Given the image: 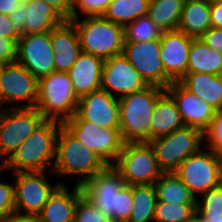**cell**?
<instances>
[{"label":"cell","mask_w":222,"mask_h":222,"mask_svg":"<svg viewBox=\"0 0 222 222\" xmlns=\"http://www.w3.org/2000/svg\"><path fill=\"white\" fill-rule=\"evenodd\" d=\"M62 125L60 121L45 119L4 161L5 170L13 173L49 170L53 173L57 135Z\"/></svg>","instance_id":"1"},{"label":"cell","mask_w":222,"mask_h":222,"mask_svg":"<svg viewBox=\"0 0 222 222\" xmlns=\"http://www.w3.org/2000/svg\"><path fill=\"white\" fill-rule=\"evenodd\" d=\"M164 88L148 85L119 101L120 134L124 143L150 142L151 117Z\"/></svg>","instance_id":"2"},{"label":"cell","mask_w":222,"mask_h":222,"mask_svg":"<svg viewBox=\"0 0 222 222\" xmlns=\"http://www.w3.org/2000/svg\"><path fill=\"white\" fill-rule=\"evenodd\" d=\"M108 165L91 149L81 143L63 125L57 135L56 157L52 172L56 176L80 177L76 183L81 185Z\"/></svg>","instance_id":"3"},{"label":"cell","mask_w":222,"mask_h":222,"mask_svg":"<svg viewBox=\"0 0 222 222\" xmlns=\"http://www.w3.org/2000/svg\"><path fill=\"white\" fill-rule=\"evenodd\" d=\"M78 33L81 52L106 60L123 53L124 27L103 16L70 20Z\"/></svg>","instance_id":"4"},{"label":"cell","mask_w":222,"mask_h":222,"mask_svg":"<svg viewBox=\"0 0 222 222\" xmlns=\"http://www.w3.org/2000/svg\"><path fill=\"white\" fill-rule=\"evenodd\" d=\"M76 96L68 72H52L38 80L36 108L45 119L64 122L77 111Z\"/></svg>","instance_id":"5"},{"label":"cell","mask_w":222,"mask_h":222,"mask_svg":"<svg viewBox=\"0 0 222 222\" xmlns=\"http://www.w3.org/2000/svg\"><path fill=\"white\" fill-rule=\"evenodd\" d=\"M149 144L154 149L159 168L163 173H170L202 148L204 137L201 130L184 126L168 135L151 140Z\"/></svg>","instance_id":"6"},{"label":"cell","mask_w":222,"mask_h":222,"mask_svg":"<svg viewBox=\"0 0 222 222\" xmlns=\"http://www.w3.org/2000/svg\"><path fill=\"white\" fill-rule=\"evenodd\" d=\"M113 167L121 174L125 185H154L163 174L149 142L124 143Z\"/></svg>","instance_id":"7"},{"label":"cell","mask_w":222,"mask_h":222,"mask_svg":"<svg viewBox=\"0 0 222 222\" xmlns=\"http://www.w3.org/2000/svg\"><path fill=\"white\" fill-rule=\"evenodd\" d=\"M62 124L108 166H113L117 161L124 145L120 128L99 127L94 123L82 120L76 113Z\"/></svg>","instance_id":"8"},{"label":"cell","mask_w":222,"mask_h":222,"mask_svg":"<svg viewBox=\"0 0 222 222\" xmlns=\"http://www.w3.org/2000/svg\"><path fill=\"white\" fill-rule=\"evenodd\" d=\"M174 173L197 198L222 183L221 156L202 147L183 161Z\"/></svg>","instance_id":"9"},{"label":"cell","mask_w":222,"mask_h":222,"mask_svg":"<svg viewBox=\"0 0 222 222\" xmlns=\"http://www.w3.org/2000/svg\"><path fill=\"white\" fill-rule=\"evenodd\" d=\"M45 172L47 171L12 173L15 177V214L36 217L53 192L64 184H51Z\"/></svg>","instance_id":"10"},{"label":"cell","mask_w":222,"mask_h":222,"mask_svg":"<svg viewBox=\"0 0 222 222\" xmlns=\"http://www.w3.org/2000/svg\"><path fill=\"white\" fill-rule=\"evenodd\" d=\"M44 120L36 107H6L0 119V159L5 161Z\"/></svg>","instance_id":"11"},{"label":"cell","mask_w":222,"mask_h":222,"mask_svg":"<svg viewBox=\"0 0 222 222\" xmlns=\"http://www.w3.org/2000/svg\"><path fill=\"white\" fill-rule=\"evenodd\" d=\"M37 95L38 80L25 67L16 61L1 66L0 101L3 105L7 108L35 107Z\"/></svg>","instance_id":"12"},{"label":"cell","mask_w":222,"mask_h":222,"mask_svg":"<svg viewBox=\"0 0 222 222\" xmlns=\"http://www.w3.org/2000/svg\"><path fill=\"white\" fill-rule=\"evenodd\" d=\"M147 85L166 89L172 81L166 76L160 56V39L124 42L123 53Z\"/></svg>","instance_id":"13"},{"label":"cell","mask_w":222,"mask_h":222,"mask_svg":"<svg viewBox=\"0 0 222 222\" xmlns=\"http://www.w3.org/2000/svg\"><path fill=\"white\" fill-rule=\"evenodd\" d=\"M16 62L25 67L37 80L55 72L50 32L21 34L17 41Z\"/></svg>","instance_id":"14"},{"label":"cell","mask_w":222,"mask_h":222,"mask_svg":"<svg viewBox=\"0 0 222 222\" xmlns=\"http://www.w3.org/2000/svg\"><path fill=\"white\" fill-rule=\"evenodd\" d=\"M124 185L121 174L113 166H107L103 171L84 181L80 187L83 196L115 222L116 195Z\"/></svg>","instance_id":"15"},{"label":"cell","mask_w":222,"mask_h":222,"mask_svg":"<svg viewBox=\"0 0 222 222\" xmlns=\"http://www.w3.org/2000/svg\"><path fill=\"white\" fill-rule=\"evenodd\" d=\"M146 82L123 54L104 60L101 89L118 99L143 90ZM115 93V94H114Z\"/></svg>","instance_id":"16"},{"label":"cell","mask_w":222,"mask_h":222,"mask_svg":"<svg viewBox=\"0 0 222 222\" xmlns=\"http://www.w3.org/2000/svg\"><path fill=\"white\" fill-rule=\"evenodd\" d=\"M193 39L178 30L161 33V62L166 76L172 82H179L187 74L188 56Z\"/></svg>","instance_id":"17"},{"label":"cell","mask_w":222,"mask_h":222,"mask_svg":"<svg viewBox=\"0 0 222 222\" xmlns=\"http://www.w3.org/2000/svg\"><path fill=\"white\" fill-rule=\"evenodd\" d=\"M76 114L99 127L120 128L118 98L103 89L81 97Z\"/></svg>","instance_id":"18"},{"label":"cell","mask_w":222,"mask_h":222,"mask_svg":"<svg viewBox=\"0 0 222 222\" xmlns=\"http://www.w3.org/2000/svg\"><path fill=\"white\" fill-rule=\"evenodd\" d=\"M165 91L173 98L185 126L204 132L216 109L186 89L180 82H172Z\"/></svg>","instance_id":"19"},{"label":"cell","mask_w":222,"mask_h":222,"mask_svg":"<svg viewBox=\"0 0 222 222\" xmlns=\"http://www.w3.org/2000/svg\"><path fill=\"white\" fill-rule=\"evenodd\" d=\"M56 72H68L81 53L79 37L74 24L65 20L50 32Z\"/></svg>","instance_id":"20"},{"label":"cell","mask_w":222,"mask_h":222,"mask_svg":"<svg viewBox=\"0 0 222 222\" xmlns=\"http://www.w3.org/2000/svg\"><path fill=\"white\" fill-rule=\"evenodd\" d=\"M61 184L49 197L41 212L36 216L37 222H74L75 208L83 195L80 185Z\"/></svg>","instance_id":"21"},{"label":"cell","mask_w":222,"mask_h":222,"mask_svg":"<svg viewBox=\"0 0 222 222\" xmlns=\"http://www.w3.org/2000/svg\"><path fill=\"white\" fill-rule=\"evenodd\" d=\"M104 60L98 56L81 52L68 74L76 96L81 97L101 89Z\"/></svg>","instance_id":"22"},{"label":"cell","mask_w":222,"mask_h":222,"mask_svg":"<svg viewBox=\"0 0 222 222\" xmlns=\"http://www.w3.org/2000/svg\"><path fill=\"white\" fill-rule=\"evenodd\" d=\"M173 98L165 91L157 100L151 117L150 141L184 127Z\"/></svg>","instance_id":"23"},{"label":"cell","mask_w":222,"mask_h":222,"mask_svg":"<svg viewBox=\"0 0 222 222\" xmlns=\"http://www.w3.org/2000/svg\"><path fill=\"white\" fill-rule=\"evenodd\" d=\"M179 82L216 110L222 109V75L187 73Z\"/></svg>","instance_id":"24"},{"label":"cell","mask_w":222,"mask_h":222,"mask_svg":"<svg viewBox=\"0 0 222 222\" xmlns=\"http://www.w3.org/2000/svg\"><path fill=\"white\" fill-rule=\"evenodd\" d=\"M210 28V0H185L177 30L190 37L200 38Z\"/></svg>","instance_id":"25"},{"label":"cell","mask_w":222,"mask_h":222,"mask_svg":"<svg viewBox=\"0 0 222 222\" xmlns=\"http://www.w3.org/2000/svg\"><path fill=\"white\" fill-rule=\"evenodd\" d=\"M27 17L25 34H41L51 32L61 25L65 19L44 0L26 1Z\"/></svg>","instance_id":"26"},{"label":"cell","mask_w":222,"mask_h":222,"mask_svg":"<svg viewBox=\"0 0 222 222\" xmlns=\"http://www.w3.org/2000/svg\"><path fill=\"white\" fill-rule=\"evenodd\" d=\"M187 73L222 75V54L208 47L200 38L191 43Z\"/></svg>","instance_id":"27"},{"label":"cell","mask_w":222,"mask_h":222,"mask_svg":"<svg viewBox=\"0 0 222 222\" xmlns=\"http://www.w3.org/2000/svg\"><path fill=\"white\" fill-rule=\"evenodd\" d=\"M185 0H150L147 16L161 32L177 30Z\"/></svg>","instance_id":"28"},{"label":"cell","mask_w":222,"mask_h":222,"mask_svg":"<svg viewBox=\"0 0 222 222\" xmlns=\"http://www.w3.org/2000/svg\"><path fill=\"white\" fill-rule=\"evenodd\" d=\"M157 201L175 204H196V196L174 173H163L154 183Z\"/></svg>","instance_id":"29"},{"label":"cell","mask_w":222,"mask_h":222,"mask_svg":"<svg viewBox=\"0 0 222 222\" xmlns=\"http://www.w3.org/2000/svg\"><path fill=\"white\" fill-rule=\"evenodd\" d=\"M150 0H112L103 17L125 27L141 16L147 15Z\"/></svg>","instance_id":"30"},{"label":"cell","mask_w":222,"mask_h":222,"mask_svg":"<svg viewBox=\"0 0 222 222\" xmlns=\"http://www.w3.org/2000/svg\"><path fill=\"white\" fill-rule=\"evenodd\" d=\"M157 193L153 184L133 185V207L127 222L154 221Z\"/></svg>","instance_id":"31"},{"label":"cell","mask_w":222,"mask_h":222,"mask_svg":"<svg viewBox=\"0 0 222 222\" xmlns=\"http://www.w3.org/2000/svg\"><path fill=\"white\" fill-rule=\"evenodd\" d=\"M196 214V204H175L157 201L154 222H189Z\"/></svg>","instance_id":"32"},{"label":"cell","mask_w":222,"mask_h":222,"mask_svg":"<svg viewBox=\"0 0 222 222\" xmlns=\"http://www.w3.org/2000/svg\"><path fill=\"white\" fill-rule=\"evenodd\" d=\"M161 31L147 15L124 27V42H146L160 39Z\"/></svg>","instance_id":"33"},{"label":"cell","mask_w":222,"mask_h":222,"mask_svg":"<svg viewBox=\"0 0 222 222\" xmlns=\"http://www.w3.org/2000/svg\"><path fill=\"white\" fill-rule=\"evenodd\" d=\"M196 201V213L202 218L222 216V183L202 193Z\"/></svg>","instance_id":"34"},{"label":"cell","mask_w":222,"mask_h":222,"mask_svg":"<svg viewBox=\"0 0 222 222\" xmlns=\"http://www.w3.org/2000/svg\"><path fill=\"white\" fill-rule=\"evenodd\" d=\"M204 146L218 155L222 154V109L216 110L208 128L203 132Z\"/></svg>","instance_id":"35"},{"label":"cell","mask_w":222,"mask_h":222,"mask_svg":"<svg viewBox=\"0 0 222 222\" xmlns=\"http://www.w3.org/2000/svg\"><path fill=\"white\" fill-rule=\"evenodd\" d=\"M111 2L112 0H74L71 19H78L81 13L85 15L83 17L103 16Z\"/></svg>","instance_id":"36"},{"label":"cell","mask_w":222,"mask_h":222,"mask_svg":"<svg viewBox=\"0 0 222 222\" xmlns=\"http://www.w3.org/2000/svg\"><path fill=\"white\" fill-rule=\"evenodd\" d=\"M74 222H112L83 195L75 208Z\"/></svg>","instance_id":"37"},{"label":"cell","mask_w":222,"mask_h":222,"mask_svg":"<svg viewBox=\"0 0 222 222\" xmlns=\"http://www.w3.org/2000/svg\"><path fill=\"white\" fill-rule=\"evenodd\" d=\"M133 207V185H124L116 195L115 222H127Z\"/></svg>","instance_id":"38"},{"label":"cell","mask_w":222,"mask_h":222,"mask_svg":"<svg viewBox=\"0 0 222 222\" xmlns=\"http://www.w3.org/2000/svg\"><path fill=\"white\" fill-rule=\"evenodd\" d=\"M15 214L14 184L0 181V221Z\"/></svg>","instance_id":"39"},{"label":"cell","mask_w":222,"mask_h":222,"mask_svg":"<svg viewBox=\"0 0 222 222\" xmlns=\"http://www.w3.org/2000/svg\"><path fill=\"white\" fill-rule=\"evenodd\" d=\"M17 42L0 36V63L5 65L16 61Z\"/></svg>","instance_id":"40"},{"label":"cell","mask_w":222,"mask_h":222,"mask_svg":"<svg viewBox=\"0 0 222 222\" xmlns=\"http://www.w3.org/2000/svg\"><path fill=\"white\" fill-rule=\"evenodd\" d=\"M200 40L222 54V28L211 27L200 37Z\"/></svg>","instance_id":"41"},{"label":"cell","mask_w":222,"mask_h":222,"mask_svg":"<svg viewBox=\"0 0 222 222\" xmlns=\"http://www.w3.org/2000/svg\"><path fill=\"white\" fill-rule=\"evenodd\" d=\"M11 22L14 24L15 30L21 35L25 34V22L27 17V10L25 2L21 3L9 15Z\"/></svg>","instance_id":"42"},{"label":"cell","mask_w":222,"mask_h":222,"mask_svg":"<svg viewBox=\"0 0 222 222\" xmlns=\"http://www.w3.org/2000/svg\"><path fill=\"white\" fill-rule=\"evenodd\" d=\"M0 36L16 42L19 40L20 34L15 30L9 15L0 14Z\"/></svg>","instance_id":"43"},{"label":"cell","mask_w":222,"mask_h":222,"mask_svg":"<svg viewBox=\"0 0 222 222\" xmlns=\"http://www.w3.org/2000/svg\"><path fill=\"white\" fill-rule=\"evenodd\" d=\"M55 11H57L65 20H71V12L74 0H44Z\"/></svg>","instance_id":"44"},{"label":"cell","mask_w":222,"mask_h":222,"mask_svg":"<svg viewBox=\"0 0 222 222\" xmlns=\"http://www.w3.org/2000/svg\"><path fill=\"white\" fill-rule=\"evenodd\" d=\"M211 27L222 28V0H210Z\"/></svg>","instance_id":"45"},{"label":"cell","mask_w":222,"mask_h":222,"mask_svg":"<svg viewBox=\"0 0 222 222\" xmlns=\"http://www.w3.org/2000/svg\"><path fill=\"white\" fill-rule=\"evenodd\" d=\"M21 3L20 0H0V14L10 15Z\"/></svg>","instance_id":"46"},{"label":"cell","mask_w":222,"mask_h":222,"mask_svg":"<svg viewBox=\"0 0 222 222\" xmlns=\"http://www.w3.org/2000/svg\"><path fill=\"white\" fill-rule=\"evenodd\" d=\"M0 222H37V219L36 217L32 216H22L13 214L11 216L3 218Z\"/></svg>","instance_id":"47"},{"label":"cell","mask_w":222,"mask_h":222,"mask_svg":"<svg viewBox=\"0 0 222 222\" xmlns=\"http://www.w3.org/2000/svg\"><path fill=\"white\" fill-rule=\"evenodd\" d=\"M189 222H206L202 217H200L197 213L191 218Z\"/></svg>","instance_id":"48"},{"label":"cell","mask_w":222,"mask_h":222,"mask_svg":"<svg viewBox=\"0 0 222 222\" xmlns=\"http://www.w3.org/2000/svg\"><path fill=\"white\" fill-rule=\"evenodd\" d=\"M206 222H222V216L216 218H203Z\"/></svg>","instance_id":"49"},{"label":"cell","mask_w":222,"mask_h":222,"mask_svg":"<svg viewBox=\"0 0 222 222\" xmlns=\"http://www.w3.org/2000/svg\"><path fill=\"white\" fill-rule=\"evenodd\" d=\"M3 106H4L3 103L0 101V119L2 117L4 110L6 109V107L4 106V108H3Z\"/></svg>","instance_id":"50"},{"label":"cell","mask_w":222,"mask_h":222,"mask_svg":"<svg viewBox=\"0 0 222 222\" xmlns=\"http://www.w3.org/2000/svg\"><path fill=\"white\" fill-rule=\"evenodd\" d=\"M4 170H5V168H4V161L2 159H0V175H1V172L4 171Z\"/></svg>","instance_id":"51"},{"label":"cell","mask_w":222,"mask_h":222,"mask_svg":"<svg viewBox=\"0 0 222 222\" xmlns=\"http://www.w3.org/2000/svg\"><path fill=\"white\" fill-rule=\"evenodd\" d=\"M20 1L24 3V2H26V1H30V0H20Z\"/></svg>","instance_id":"52"}]
</instances>
